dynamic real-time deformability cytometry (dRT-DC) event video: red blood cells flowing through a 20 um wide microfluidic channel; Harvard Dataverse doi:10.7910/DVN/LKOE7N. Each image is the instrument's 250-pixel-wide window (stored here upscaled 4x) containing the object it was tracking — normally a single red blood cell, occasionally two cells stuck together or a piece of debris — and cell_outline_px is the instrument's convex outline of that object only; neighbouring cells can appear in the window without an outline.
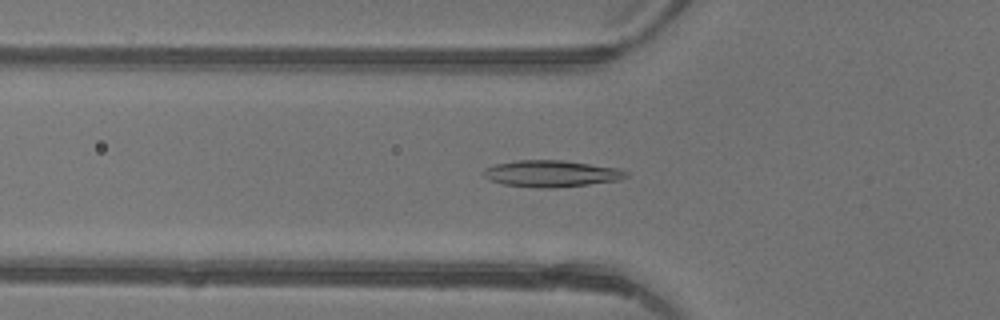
{"species": "common noctule bat (a hibernating species)", "species_latin": "Nyctalus noctula", "temperature_condition": "warm", "stored_images_in_passage": 42, "camera_frame_rate_fps": 3000, "um_per_image_px": 0.085, "animal": {"sex": "female"}, "frame": {"image": 1, "passage_image": 12, "time_ms": 3.667, "image_size_px": [1000, 320], "cell_outline_px": [[628, 176], [620, 180], [588, 184], [552, 188], [536, 188], [504, 184], [488, 180], [480, 172], [484, 168], [496, 164], [516, 160], [560, 160], [620, 168], [628, 172]], "centroid_in_image_um": [46.83, 14.76], "position_along_channel_um": 79.0, "area_um2": 22.2}}
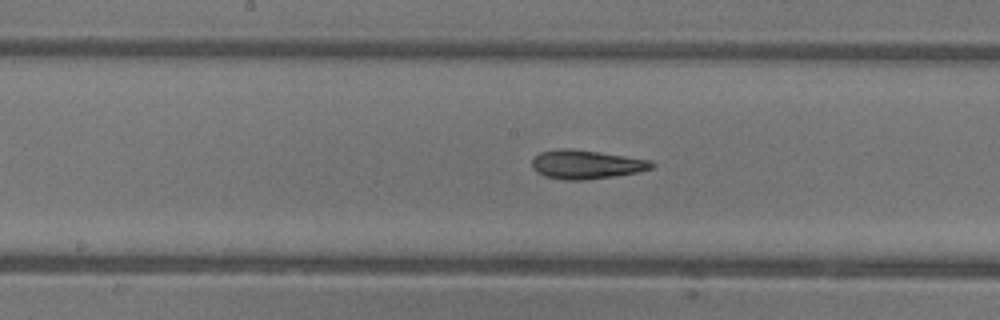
{"frame": {"image": 2, "passage_image": 20, "time_ms": 6.333, "image_size_px": [1000, 320], "cell_outline_px": [[656, 164], [652, 168], [636, 172], [612, 176], [584, 180], [564, 180], [544, 176], [536, 172], [532, 168], [532, 160], [540, 152], [560, 148], [572, 148], [600, 152], [648, 160]], "centroid_in_image_um": [49.77, 13.97], "position_along_channel_um": 198.4, "area_um2": 20.0}}
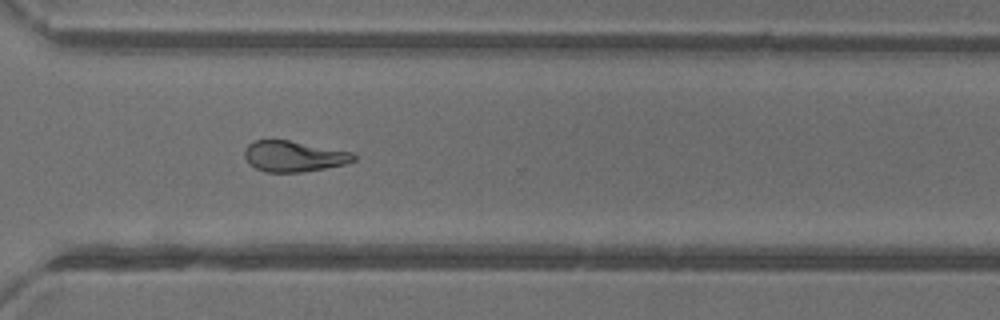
{"frame": {"image": 3, "passage_image": 30, "time_ms": 9.667, "image_size_px": [1000, 320], "cell_outline_px": [[356, 160], [344, 164], [304, 172], [264, 172], [248, 164], [244, 156], [244, 148], [252, 140], [288, 140], [352, 152], [356, 156]], "centroid_in_image_um": [24.92, 13.28], "position_along_channel_um": 345.7, "area_um2": 19.65}, "authors_computed_cell_mechanics": {"area_um2": 20.4034, "velocity_mm_per_s": 4.4359, "shape_relaxation_time_tau1_ms": 7.2455, "shape_relaxation_time_tau2_ms": 3.1076, "deformation_change_tau1": 0.224, "deformation_change_tau2": 0.1057}}